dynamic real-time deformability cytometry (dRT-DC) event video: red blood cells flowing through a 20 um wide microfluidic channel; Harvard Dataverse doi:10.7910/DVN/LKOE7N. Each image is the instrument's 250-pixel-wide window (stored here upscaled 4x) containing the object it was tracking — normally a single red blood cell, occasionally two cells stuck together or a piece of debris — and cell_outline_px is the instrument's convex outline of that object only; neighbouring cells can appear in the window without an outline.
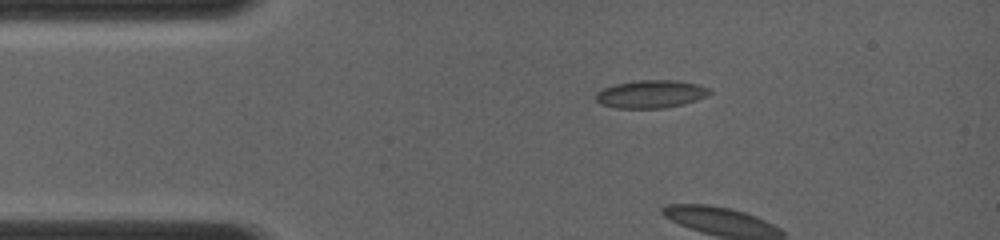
{"species": "common noctule bat (a hibernating species)", "species_latin": "Nyctalus noctula", "temperature_condition": "room temperature", "stored_images_in_passage": 4, "camera_frame_rate_fps": 4000, "um_per_image_px": 0.085, "animal": {"sex": "female", "body_mass_g": 19.0, "forearm_length_mm": 56.7}, "frame": {"image": 1, "passage_image": 3, "time_ms": 0.75, "image_size_px": [1000, 240], "cell_outline_px": [[712, 92], [696, 100], [684, 104], [664, 108], [616, 108], [600, 104], [596, 100], [596, 92], [604, 88], [616, 84], [640, 80], [676, 80], [696, 84], [708, 88]], "centroid_in_image_um": [55.3, 8.0], "position_along_channel_um": 29.7, "area_um2": 18.32}}